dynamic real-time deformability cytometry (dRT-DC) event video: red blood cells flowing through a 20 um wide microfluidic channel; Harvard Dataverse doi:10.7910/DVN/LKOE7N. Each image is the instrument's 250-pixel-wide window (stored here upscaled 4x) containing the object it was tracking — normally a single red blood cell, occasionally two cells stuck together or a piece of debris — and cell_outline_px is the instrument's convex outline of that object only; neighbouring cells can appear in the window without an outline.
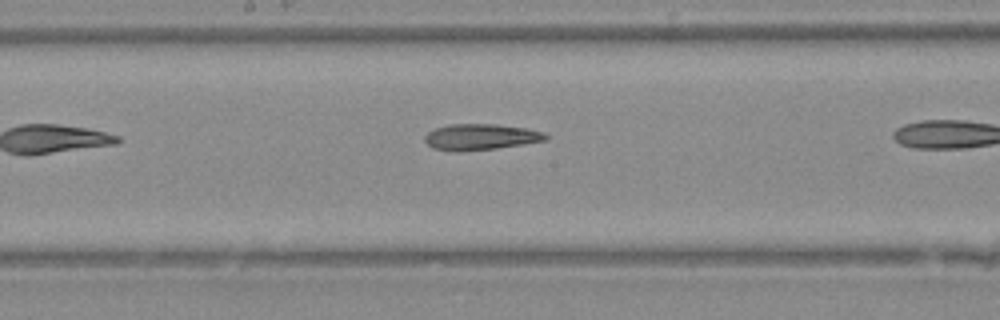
{"species": "Egyptian fruit bat (a non-hibernating species)", "species_latin": "Rousettus aegyptiacus", "temperature_condition": "warm", "stored_images_in_passage": 15, "camera_frame_rate_fps": 3000, "um_per_image_px": 0.085, "animal": {"sex": "female"}, "frame": {"image": 1, "passage_image": 7, "time_ms": 2.0, "image_size_px": [1000, 320], "cell_outline_px": [[548, 140], [524, 144], [496, 148], [456, 152], [452, 152], [432, 148], [424, 140], [424, 136], [428, 132], [436, 128], [448, 124], [496, 124], [524, 128], [544, 132], [548, 136]], "centroid_in_image_um": [40.83, 11.64], "position_along_channel_um": 207.4, "area_um2": 18.44}}